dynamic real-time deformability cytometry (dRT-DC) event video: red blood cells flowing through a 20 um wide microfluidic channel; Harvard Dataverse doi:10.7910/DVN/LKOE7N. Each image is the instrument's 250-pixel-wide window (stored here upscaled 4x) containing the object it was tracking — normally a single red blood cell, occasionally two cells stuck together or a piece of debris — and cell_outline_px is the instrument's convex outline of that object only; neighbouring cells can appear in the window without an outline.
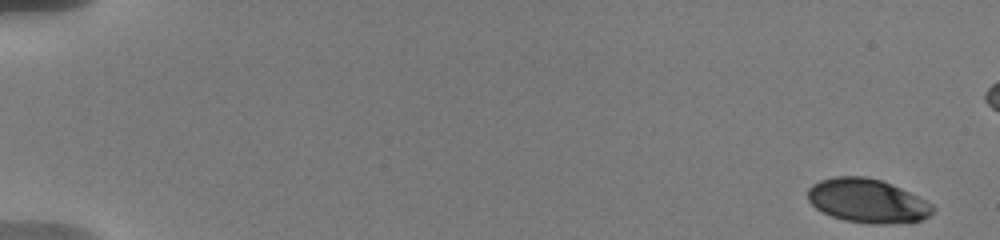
{"species": "human", "species_latin": "Homo sapiens", "temperature_condition": "warm", "stored_images_in_passage": 17, "camera_frame_rate_fps": 3000, "um_per_image_px": 0.085, "donor": {"sex": "male"}, "frame": {"image": 1, "passage_image": 1, "time_ms": 0.0, "image_size_px": [1000, 240], "cell_outline_px": [[936, 208], [928, 216], [920, 220], [884, 224], [872, 224], [844, 220], [832, 216], [816, 208], [808, 200], [808, 188], [812, 184], [820, 180], [836, 176], [864, 176], [880, 180], [900, 188], [932, 204]], "centroid_in_image_um": [73.7, 17.06], "position_along_channel_um": 11.3, "area_um2": 31.62}}
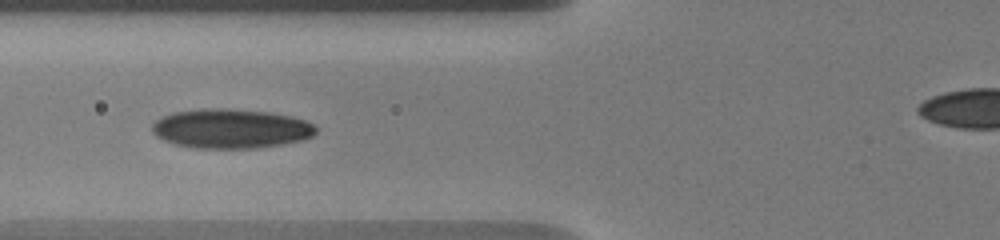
{"frame": {"image": 2, "passage_image": 14, "time_ms": 7.333, "image_size_px": [1000, 240], "cell_outline_px": [[316, 132], [312, 136], [300, 140], [280, 144], [256, 148], [192, 148], [176, 144], [164, 140], [156, 136], [152, 132], [152, 124], [160, 116], [172, 112], [200, 108], [228, 108], [268, 112], [292, 116], [304, 120], [312, 124], [316, 128]], "centroid_in_image_um": [19.57, 10.92], "position_along_channel_um": 106.2, "area_um2": 37.74}}
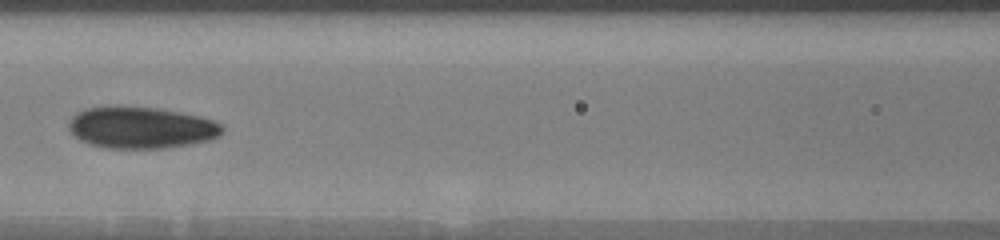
{"frame": {"image": 3, "passage_image": 16, "time_ms": 8.667, "image_size_px": [1000, 240], "cell_outline_px": [[224, 132], [220, 136], [208, 140], [188, 144], [164, 148], [108, 148], [88, 144], [80, 140], [68, 128], [68, 120], [76, 112], [84, 108], [104, 104], [120, 104], [160, 108], [200, 116], [224, 124]], "centroid_in_image_um": [11.95, 10.8], "position_along_channel_um": 154.6, "area_um2": 38.26}}